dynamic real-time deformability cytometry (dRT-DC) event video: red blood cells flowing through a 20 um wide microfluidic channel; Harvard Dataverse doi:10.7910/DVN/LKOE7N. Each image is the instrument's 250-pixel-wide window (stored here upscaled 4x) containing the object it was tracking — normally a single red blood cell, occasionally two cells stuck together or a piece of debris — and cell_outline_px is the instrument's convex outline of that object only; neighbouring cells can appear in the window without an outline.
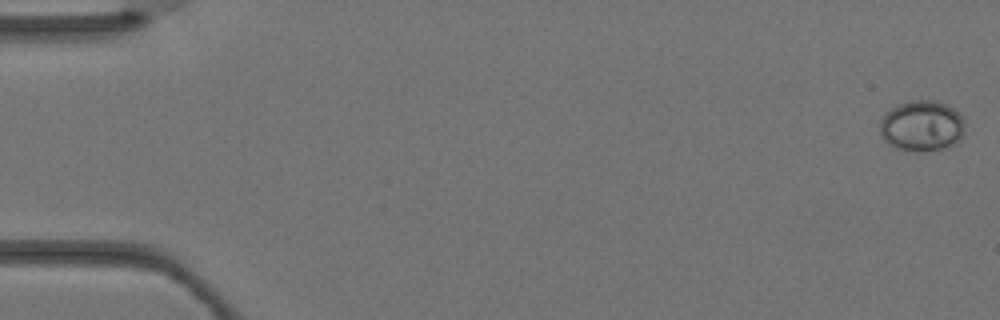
{"species": "Egyptian fruit bat (a non-hibernating species)", "species_latin": "Rousettus aegyptiacus", "temperature_condition": "warm", "stored_images_in_passage": 4, "camera_frame_rate_fps": 3000, "um_per_image_px": 0.085, "animal": {"sex": "female"}, "frame": {"image": 1, "passage_image": 1, "time_ms": 0.0, "image_size_px": [1000, 320], "cell_outline_px": [[964, 136], [956, 144], [944, 148], [920, 152], [916, 152], [896, 148], [888, 144], [884, 140], [880, 132], [880, 120], [884, 112], [896, 104], [912, 100], [936, 100], [948, 104], [964, 116]], "centroid_in_image_um": [78.37, 10.69], "position_along_channel_um": 6.6, "area_um2": 25.89}}